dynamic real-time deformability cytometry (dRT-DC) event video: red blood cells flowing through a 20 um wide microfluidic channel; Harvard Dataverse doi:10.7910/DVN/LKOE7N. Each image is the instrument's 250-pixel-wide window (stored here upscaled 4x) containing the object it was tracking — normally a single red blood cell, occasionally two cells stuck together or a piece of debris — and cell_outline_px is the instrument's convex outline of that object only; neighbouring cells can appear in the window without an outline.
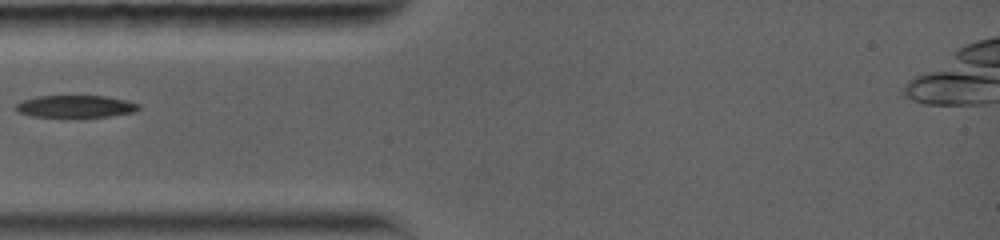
{"species": "common noctule bat (a hibernating species)", "species_latin": "Nyctalus noctula", "temperature_condition": "warm", "stored_images_in_passage": 3, "camera_frame_rate_fps": 5000, "um_per_image_px": 0.085, "animal": {"sex": "female", "body_mass_g": 19.0, "forearm_length_mm": 56.7}, "frame": {"image": 1, "passage_image": 1, "time_ms": 0.0, "image_size_px": [1000, 240], "cell_outline_px": [[140, 108], [132, 112], [112, 116], [76, 120], [60, 120], [32, 116], [16, 112], [12, 108], [16, 104], [24, 100], [36, 96], [104, 96], [124, 100], [140, 104]], "centroid_in_image_um": [6.34, 9.11], "position_along_channel_um": 78.7, "area_um2": 17.05}}
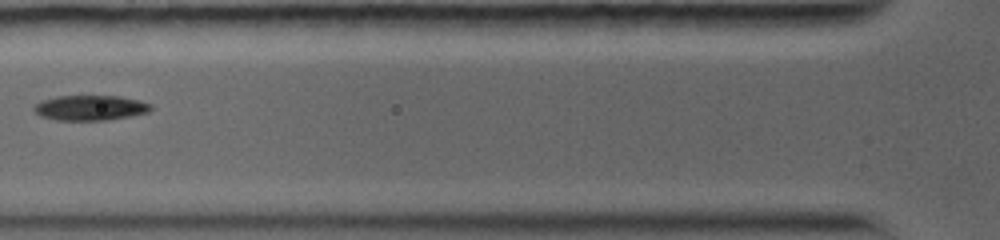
{"frame": {"image": 2, "passage_image": 2, "time_ms": 1.0, "image_size_px": [1000, 240], "cell_outline_px": [[152, 108], [148, 112], [132, 116], [108, 120], [56, 120], [40, 116], [32, 108], [40, 100], [56, 96], [120, 96], [140, 100], [152, 104]], "centroid_in_image_um": [7.68, 9.16], "position_along_channel_um": 118.1, "area_um2": 17.28}}
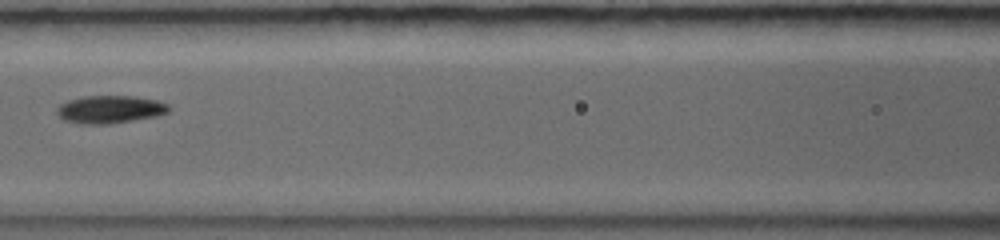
{"frame": {"image": 3, "passage_image": 3, "time_ms": 2.0, "image_size_px": [1000, 240], "cell_outline_px": [[172, 108], [168, 112], [156, 116], [108, 124], [80, 124], [64, 120], [56, 112], [56, 108], [60, 104], [68, 100], [84, 96], [136, 96], [156, 100], [168, 104]], "centroid_in_image_um": [9.34, 9.29], "position_along_channel_um": 157.3, "area_um2": 18.15}}